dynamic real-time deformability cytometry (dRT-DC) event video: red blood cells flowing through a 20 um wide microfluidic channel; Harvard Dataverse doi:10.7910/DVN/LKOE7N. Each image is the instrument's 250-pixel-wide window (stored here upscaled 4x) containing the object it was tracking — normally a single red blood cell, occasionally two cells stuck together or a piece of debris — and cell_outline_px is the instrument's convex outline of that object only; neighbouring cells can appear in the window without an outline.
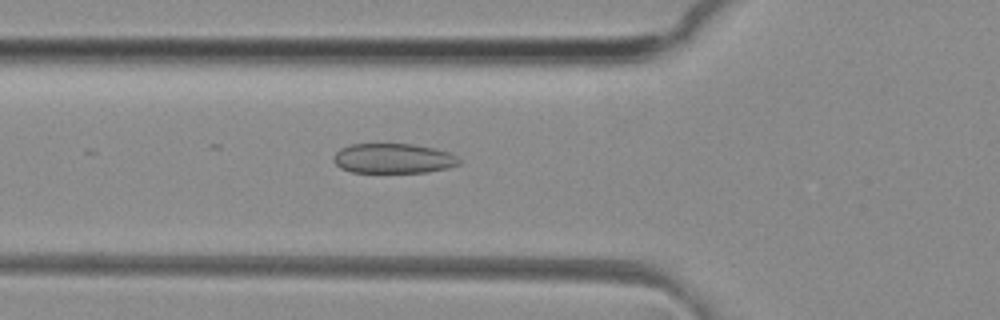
{"species": "common noctule bat (a hibernating species)", "species_latin": "Nyctalus noctula", "temperature_condition": "room temperature", "stored_images_in_passage": 37, "camera_frame_rate_fps": 3000, "um_per_image_px": 0.085, "animal": {"sex": "female", "body_mass_g": 29.2, "forearm_length_mm": 56.3}, "frame": {"image": 1, "passage_image": 5, "time_ms": 1.333, "image_size_px": [1000, 320], "cell_outline_px": [[460, 164], [448, 168], [428, 172], [352, 172], [340, 168], [332, 160], [332, 156], [340, 148], [352, 144], [412, 144], [436, 148], [448, 152], [456, 156], [460, 160]], "centroid_in_image_um": [33.42, 13.46], "position_along_channel_um": 92.4, "area_um2": 21.96}}
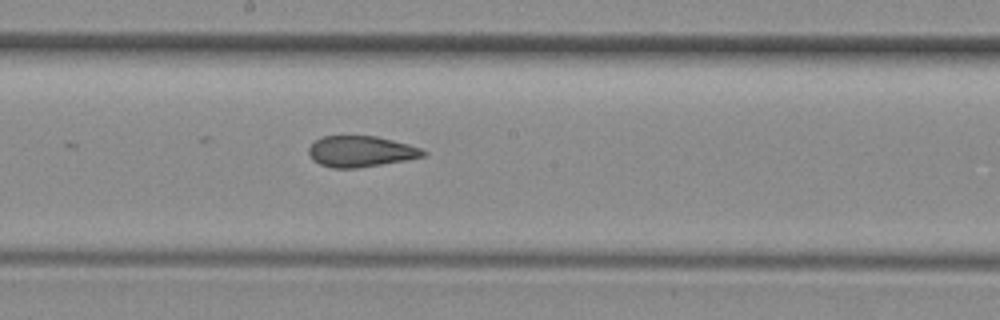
{"frame": {"image": 2, "passage_image": 14, "time_ms": 4.333, "image_size_px": [1000, 320], "cell_outline_px": [[428, 152], [424, 156], [408, 160], [356, 168], [332, 168], [320, 164], [312, 160], [308, 152], [308, 148], [316, 140], [324, 136], [376, 136], [408, 144], [420, 148]], "centroid_in_image_um": [30.67, 12.88], "position_along_channel_um": 217.5, "area_um2": 20.63}}
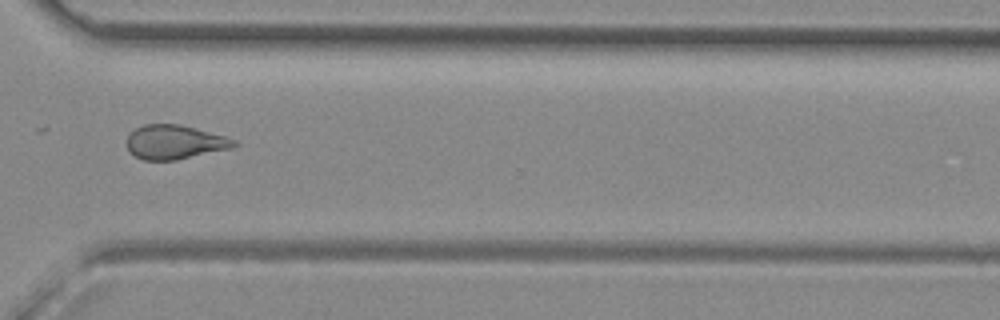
{"frame": {"image": 3, "passage_image": 24, "time_ms": 7.667, "image_size_px": [1000, 320], "cell_outline_px": [[240, 144], [232, 148], [176, 160], [144, 160], [128, 152], [128, 136], [136, 128], [144, 124], [180, 124], [224, 136], [236, 140]], "centroid_in_image_um": [14.87, 12.08], "position_along_channel_um": 355.7, "area_um2": 21.21}, "authors_computed_cell_mechanics": {"area_um2": 21.964, "velocity_mm_per_s": 4.1533, "shape_relaxation_time_tau1_ms": null, "shape_relaxation_time_tau2_ms": 1.9816, "deformation_change_tau1": null, "deformation_change_tau2": 0.0858}}